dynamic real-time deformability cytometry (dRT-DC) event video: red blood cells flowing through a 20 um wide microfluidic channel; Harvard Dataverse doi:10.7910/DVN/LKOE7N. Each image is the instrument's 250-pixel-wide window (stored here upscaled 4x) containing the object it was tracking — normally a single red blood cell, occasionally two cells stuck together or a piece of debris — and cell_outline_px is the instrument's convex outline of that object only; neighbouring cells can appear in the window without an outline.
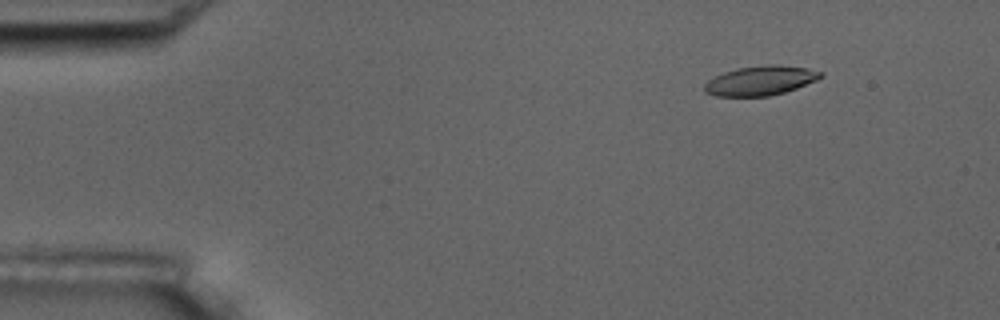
{"species": "common noctule bat (a hibernating species)", "species_latin": "Nyctalus noctula", "temperature_condition": "room temperature", "stored_images_in_passage": 7, "camera_frame_rate_fps": 3000, "um_per_image_px": 0.085, "animal": {"sex": "male", "body_mass_g": 17.5, "forearm_length_mm": 52.3}, "frame": {"image": 1, "passage_image": 2, "time_ms": 1.333, "image_size_px": [1000, 320], "cell_outline_px": [[824, 72], [816, 80], [796, 88], [784, 92], [768, 96], [716, 96], [704, 92], [704, 84], [708, 80], [724, 72], [736, 68], [768, 64], [776, 64], [808, 68]], "centroid_in_image_um": [64.62, 6.84], "position_along_channel_um": 20.4, "area_um2": 19.88}}
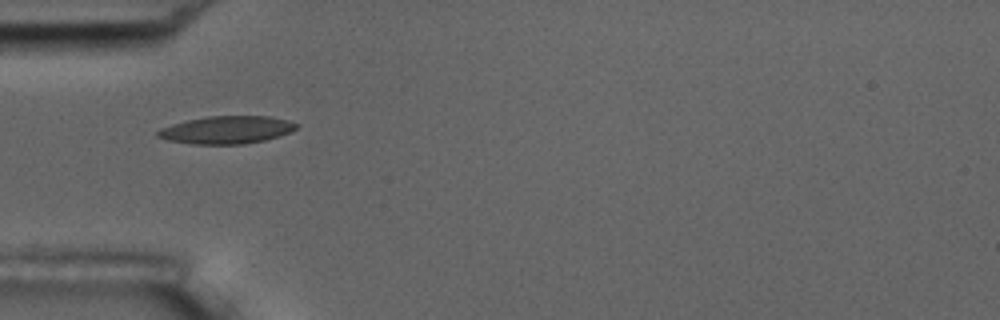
{"frame": {"image": 2, "passage_image": 5, "time_ms": 5.0, "image_size_px": [1000, 320], "cell_outline_px": [[300, 124], [292, 132], [264, 140], [244, 144], [192, 144], [168, 140], [156, 136], [156, 132], [160, 128], [172, 124], [188, 120], [208, 116], [272, 116], [288, 120]], "centroid_in_image_um": [19.29, 11.03], "position_along_channel_um": 65.7, "area_um2": 22.43}}